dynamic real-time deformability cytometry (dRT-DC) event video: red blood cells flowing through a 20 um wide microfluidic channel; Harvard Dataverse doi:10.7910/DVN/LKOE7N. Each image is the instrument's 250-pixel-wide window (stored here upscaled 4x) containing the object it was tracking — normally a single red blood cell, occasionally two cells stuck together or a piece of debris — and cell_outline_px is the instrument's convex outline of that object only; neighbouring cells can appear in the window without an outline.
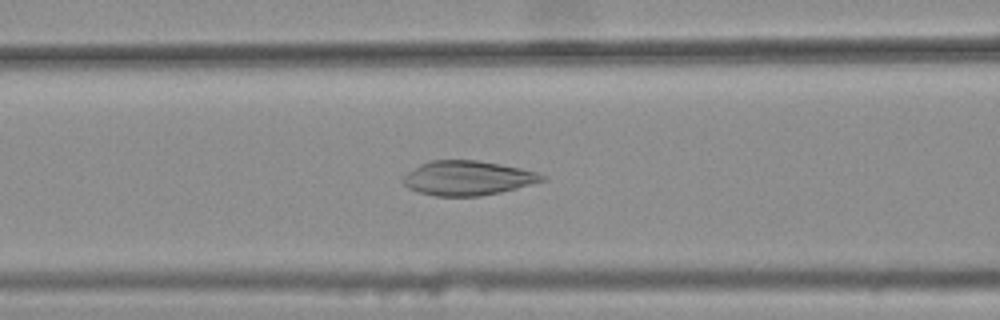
{"species": "common noctule bat (a hibernating species)", "species_latin": "Nyctalus noctula", "temperature_condition": "warm", "stored_images_in_passage": 43, "camera_frame_rate_fps": 3000, "um_per_image_px": 0.085, "animal": {"sex": "female", "body_mass_g": 25.1}, "frame": {"image": 1, "passage_image": 20, "time_ms": 6.333, "image_size_px": [1000, 320], "cell_outline_px": [[548, 180], [500, 192], [480, 196], [436, 196], [420, 192], [408, 188], [404, 184], [404, 176], [408, 172], [420, 164], [432, 160], [476, 160], [500, 164], [520, 168], [536, 172], [548, 176]], "centroid_in_image_um": [39.79, 15.13], "position_along_channel_um": 126.8, "area_um2": 27.8}}
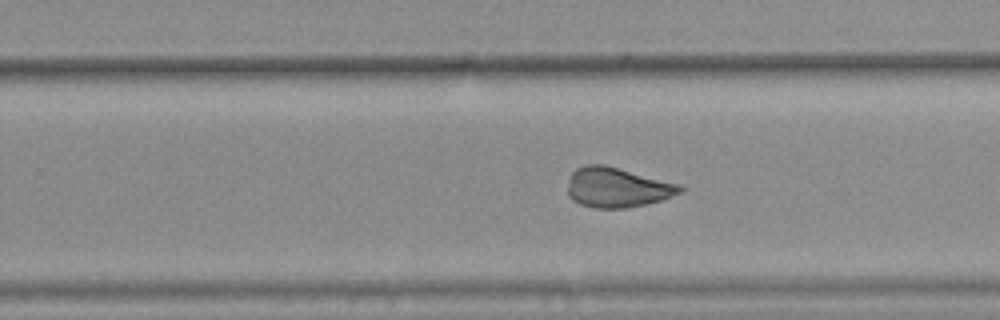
{"frame": {"image": 2, "passage_image": 32, "time_ms": 10.333, "image_size_px": [1000, 320], "cell_outline_px": [[684, 192], [660, 200], [644, 204], [624, 208], [592, 208], [580, 204], [572, 200], [568, 196], [568, 176], [576, 168], [584, 164], [604, 164], [676, 184], [684, 188]], "centroid_in_image_um": [52.38, 15.93], "position_along_channel_um": 277.4, "area_um2": 25.95}}
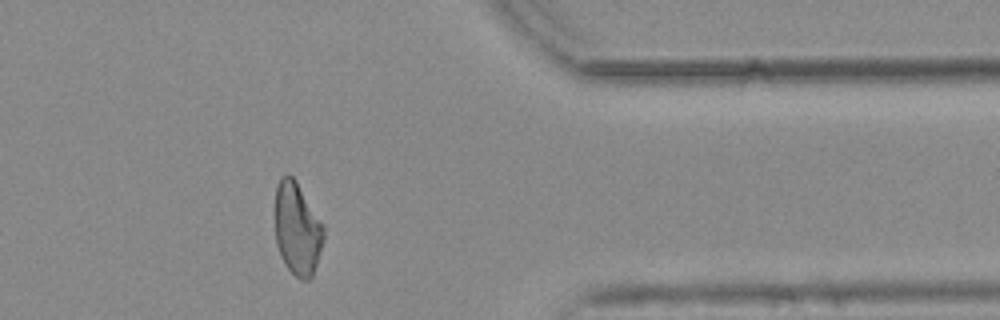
{"frame": {"image": 3, "passage_image": 42, "time_ms": 13.667, "image_size_px": [1000, 320], "cell_outline_px": [[324, 240], [312, 276], [308, 280], [300, 280], [284, 264], [280, 256], [276, 244], [276, 184], [280, 176], [288, 172], [296, 180], [324, 224]], "centroid_in_image_um": [25.27, 19.42], "position_along_channel_um": 386.1, "area_um2": 26.47}, "authors_computed_cell_mechanics": {"area_um2": 26.9926, "velocity_mm_per_s": 3.7783, "shape_relaxation_time_tau1_ms": null, "shape_relaxation_time_tau2_ms": 1.7144, "deformation_change_tau1": null, "deformation_change_tau2": 0.0619}}